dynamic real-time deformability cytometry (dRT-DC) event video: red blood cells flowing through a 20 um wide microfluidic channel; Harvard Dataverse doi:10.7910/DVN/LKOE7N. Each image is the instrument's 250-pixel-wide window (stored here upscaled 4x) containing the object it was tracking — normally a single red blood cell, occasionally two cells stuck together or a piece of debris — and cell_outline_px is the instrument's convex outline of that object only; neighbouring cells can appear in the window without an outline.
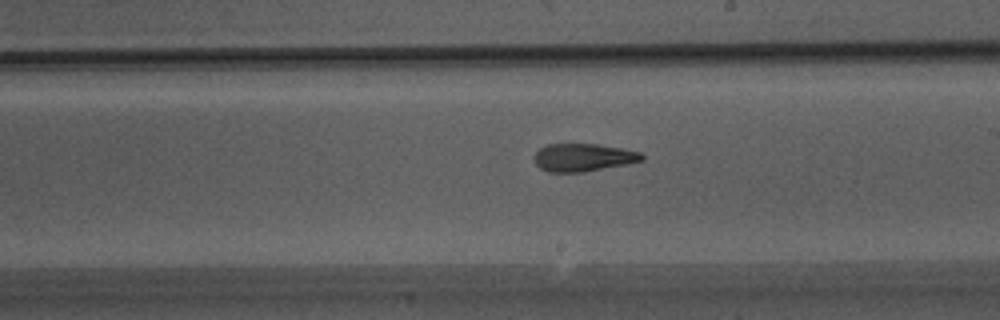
{"species": "Egyptian fruit bat (a non-hibernating species)", "species_latin": "Rousettus aegyptiacus", "temperature_condition": "warm", "stored_images_in_passage": 34, "camera_frame_rate_fps": 3000, "um_per_image_px": 0.085, "animal": {"sex": "male"}, "frame": {"image": 1, "passage_image": 15, "time_ms": 4.667, "image_size_px": [1000, 320], "cell_outline_px": [[644, 160], [628, 164], [584, 172], [548, 172], [540, 168], [536, 164], [532, 156], [540, 148], [548, 144], [596, 144], [620, 148], [640, 152], [644, 156]], "centroid_in_image_um": [49.56, 13.39], "position_along_channel_um": 239.4, "area_um2": 17.51}}
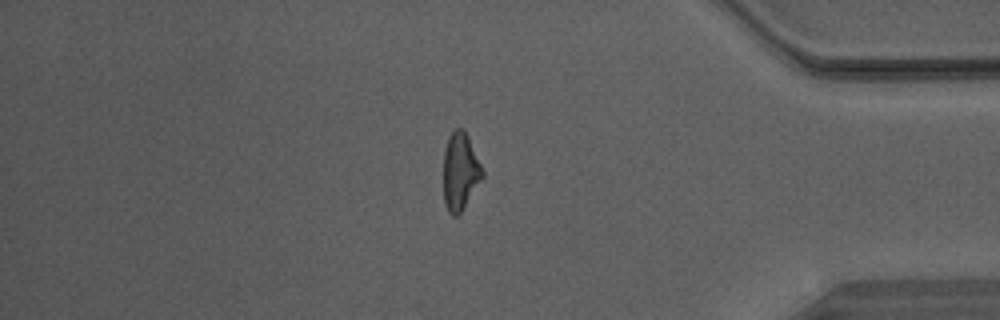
{"frame": {"image": 2, "passage_image": 27, "time_ms": 8.667, "image_size_px": [1000, 320], "cell_outline_px": [[484, 176], [460, 212], [456, 216], [452, 216], [448, 212], [444, 204], [444, 148], [448, 136], [456, 128], [464, 128], [468, 136], [484, 172]], "centroid_in_image_um": [39.1, 14.55], "position_along_channel_um": 396.1, "area_um2": 17.51}}
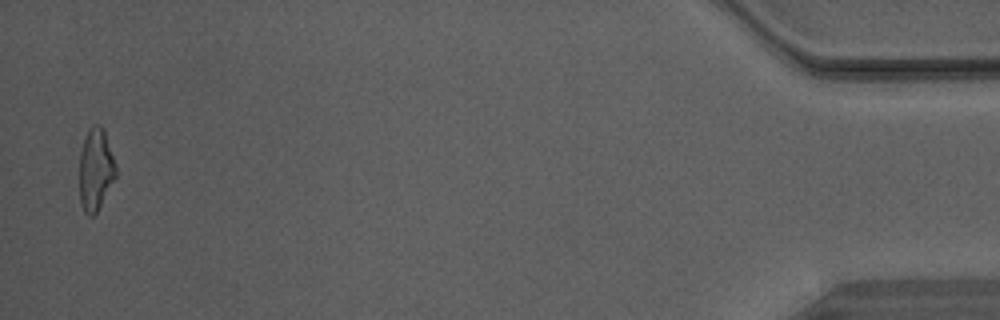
{"frame": {"image": 3, "passage_image": 33, "time_ms": 10.667, "image_size_px": [1000, 320], "cell_outline_px": [[116, 176], [96, 212], [92, 216], [88, 216], [84, 212], [80, 204], [80, 152], [84, 140], [88, 132], [96, 124], [100, 124], [104, 132], [116, 164]], "centroid_in_image_um": [8.12, 14.45], "position_along_channel_um": 427.1, "area_um2": 16.99}}